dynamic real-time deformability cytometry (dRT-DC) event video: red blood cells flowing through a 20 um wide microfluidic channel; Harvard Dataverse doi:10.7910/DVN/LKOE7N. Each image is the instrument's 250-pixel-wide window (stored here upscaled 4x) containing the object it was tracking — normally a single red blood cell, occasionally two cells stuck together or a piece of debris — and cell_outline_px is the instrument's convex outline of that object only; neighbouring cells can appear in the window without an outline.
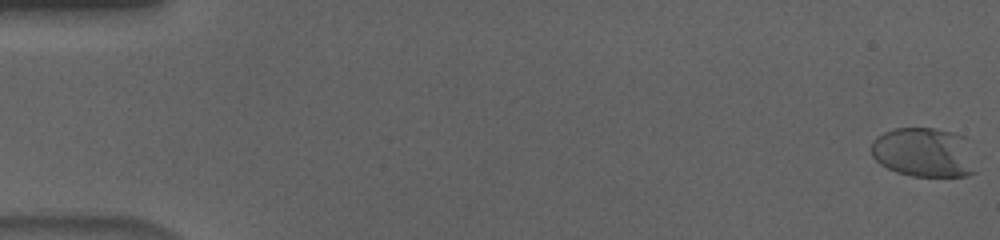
{"species": "human", "species_latin": "Homo sapiens", "temperature_condition": "cold", "stored_images_in_passage": 58, "camera_frame_rate_fps": 3000, "um_per_image_px": 0.085, "donor": {"sex": "male"}, "frame": {"image": 1, "passage_image": 1, "time_ms": 0.0, "image_size_px": [1000, 240], "cell_outline_px": [[976, 172], [968, 176], [912, 176], [896, 172], [880, 164], [872, 156], [872, 140], [876, 136], [884, 132], [896, 128], [932, 128], [952, 132], [964, 136]], "centroid_in_image_um": [78.49, 12.96], "position_along_channel_um": 6.5, "area_um2": 30.0}}
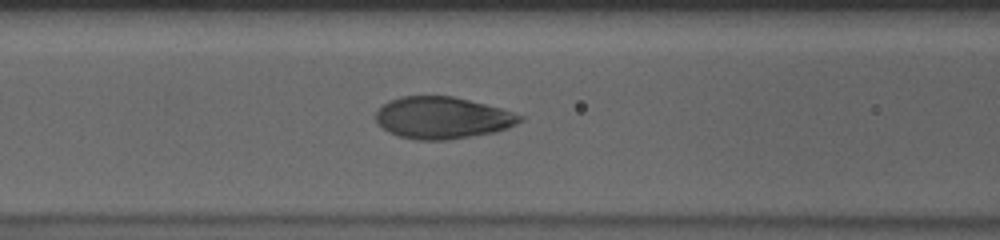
{"frame": {"image": 2, "passage_image": 25, "time_ms": 8.0, "image_size_px": [1000, 240], "cell_outline_px": [[524, 120], [508, 128], [496, 132], [448, 140], [416, 140], [400, 136], [388, 132], [376, 120], [376, 112], [388, 100], [400, 96], [452, 96], [500, 108], [524, 116]], "centroid_in_image_um": [37.61, 10.02], "position_along_channel_um": 129.0, "area_um2": 35.08}}
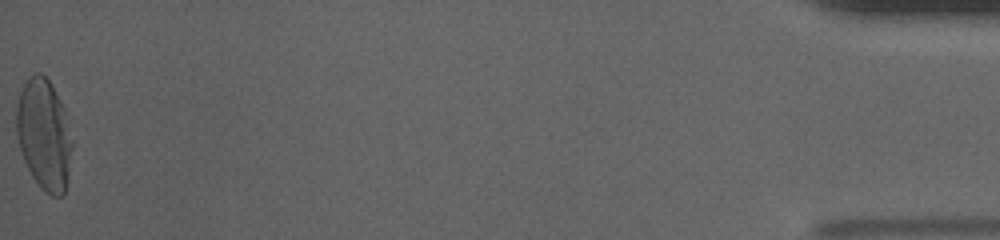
{"frame": {"image": 3, "passage_image": 58, "time_ms": 19.0, "image_size_px": [1000, 240], "cell_outline_px": [[72, 148], [68, 172], [64, 192], [60, 196], [52, 196], [40, 188], [32, 176], [24, 160], [20, 148], [16, 132], [16, 104], [20, 92], [24, 84], [36, 72], [40, 72], [52, 84], [64, 108], [72, 140]], "centroid_in_image_um": [3.73, 11.42], "position_along_channel_um": 431.5, "area_um2": 35.72}, "authors_computed_cell_mechanics": {"area_um2": 35.1135, "velocity_mm_per_s": 3.6275, "shape_relaxation_time_tau1_ms": 3.8522, "shape_relaxation_time_tau2_ms": null, "deformation_change_tau1": 0.1904, "deformation_change_tau2": null}}